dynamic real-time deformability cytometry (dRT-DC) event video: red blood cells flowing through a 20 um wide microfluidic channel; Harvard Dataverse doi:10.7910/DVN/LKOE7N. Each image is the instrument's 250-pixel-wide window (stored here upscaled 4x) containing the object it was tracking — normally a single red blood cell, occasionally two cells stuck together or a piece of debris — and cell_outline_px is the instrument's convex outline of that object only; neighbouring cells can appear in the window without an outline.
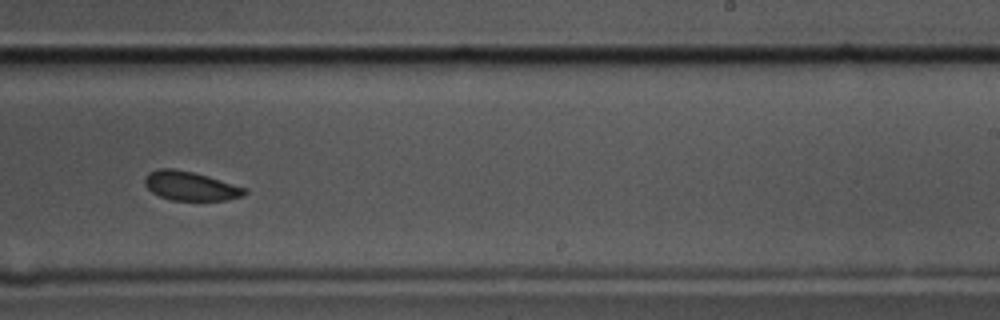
{"species": "common noctule bat (a hibernating species)", "species_latin": "Nyctalus noctula", "temperature_condition": "cold", "stored_images_in_passage": 8, "camera_frame_rate_fps": 3000, "um_per_image_px": 0.085, "animal": {"sex": "male", "body_mass_g": 17.5, "forearm_length_mm": 52.3}, "frame": {"image": 1, "passage_image": 8, "time_ms": 2.333, "image_size_px": [1000, 320], "cell_outline_px": [[248, 192], [244, 196], [228, 200], [172, 200], [160, 196], [152, 192], [144, 184], [144, 180], [148, 172], [160, 168], [172, 168], [192, 172], [208, 176], [248, 188]], "centroid_in_image_um": [16.22, 15.81], "position_along_channel_um": 272.8, "area_um2": 16.99}}